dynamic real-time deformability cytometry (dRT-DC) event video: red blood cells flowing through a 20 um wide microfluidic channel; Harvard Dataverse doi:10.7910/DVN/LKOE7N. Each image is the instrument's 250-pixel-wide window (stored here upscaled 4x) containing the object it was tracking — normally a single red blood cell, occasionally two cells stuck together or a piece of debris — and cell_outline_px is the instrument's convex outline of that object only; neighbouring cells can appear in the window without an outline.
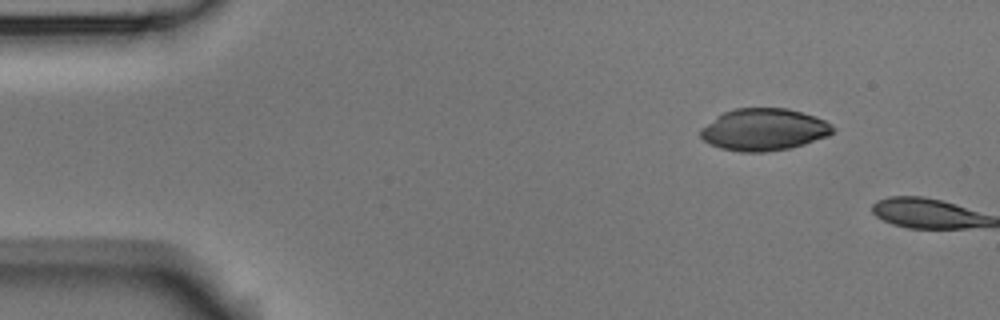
{"species": "Egyptian fruit bat (a non-hibernating species)", "species_latin": "Rousettus aegyptiacus", "temperature_condition": "room temperature", "stored_images_in_passage": 2, "camera_frame_rate_fps": 3000, "um_per_image_px": 0.085, "animal": {"sex": "male"}, "frame": {"image": 1, "passage_image": 1, "time_ms": 0.0, "image_size_px": [1000, 320], "cell_outline_px": [[836, 132], [828, 136], [804, 144], [788, 148], [764, 152], [740, 152], [720, 148], [708, 144], [700, 136], [700, 128], [716, 116], [724, 112], [736, 108], [788, 108], [824, 120], [836, 128]], "centroid_in_image_um": [64.91, 11.02], "position_along_channel_um": 20.1, "area_um2": 32.48}}